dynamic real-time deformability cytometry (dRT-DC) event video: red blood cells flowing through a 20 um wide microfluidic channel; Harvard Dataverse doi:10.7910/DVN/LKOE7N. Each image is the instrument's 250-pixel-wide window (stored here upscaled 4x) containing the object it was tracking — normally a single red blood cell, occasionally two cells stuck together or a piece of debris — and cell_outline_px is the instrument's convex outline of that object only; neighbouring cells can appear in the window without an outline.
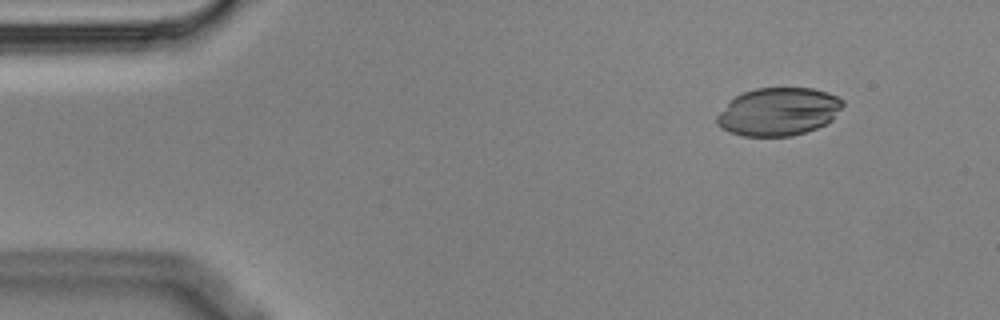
{"species": "Egyptian fruit bat (a non-hibernating species)", "species_latin": "Rousettus aegyptiacus", "temperature_condition": "cold", "stored_images_in_passage": 4, "camera_frame_rate_fps": 3000, "um_per_image_px": 0.085, "animal": {"sex": "male"}, "frame": {"image": 1, "passage_image": 1, "time_ms": 0.0, "image_size_px": [1000, 320], "cell_outline_px": [[844, 104], [832, 120], [816, 128], [792, 136], [744, 136], [732, 132], [716, 124], [716, 116], [736, 96], [744, 92], [756, 88], [812, 88], [836, 96], [844, 100]], "centroid_in_image_um": [66.19, 9.49], "position_along_channel_um": 18.8, "area_um2": 34.74}}